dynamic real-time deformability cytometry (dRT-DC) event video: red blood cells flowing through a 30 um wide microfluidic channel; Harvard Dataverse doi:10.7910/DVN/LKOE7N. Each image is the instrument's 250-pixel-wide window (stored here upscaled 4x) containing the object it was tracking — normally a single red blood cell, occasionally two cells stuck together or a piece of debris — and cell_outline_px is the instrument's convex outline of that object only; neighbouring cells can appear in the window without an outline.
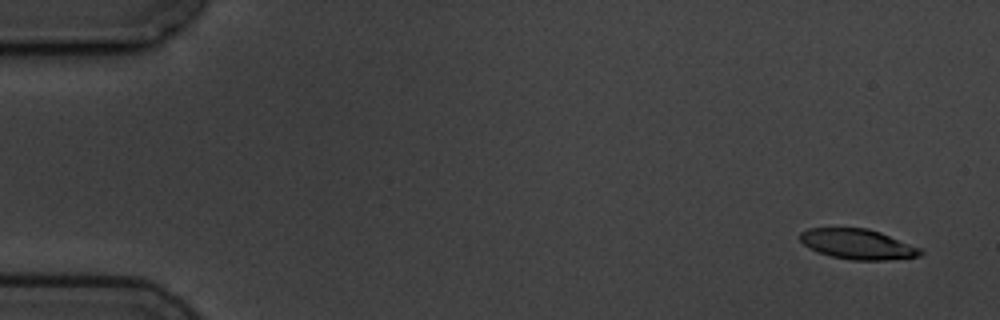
{"species": "common noctule bat (a hibernating species)", "species_latin": "Nyctalus noctula", "temperature_condition": "cold", "stored_images_in_passage": 6, "camera_frame_rate_fps": 3000, "um_per_image_px": 0.085, "animal": {"sex": "male", "body_mass_g": 19.5, "forearm_length_mm": 54.6}, "frame": {"image": 1, "passage_image": 1, "time_ms": 0.0, "image_size_px": [1000, 320], "cell_outline_px": [[924, 252], [920, 256], [884, 260], [852, 260], [832, 256], [820, 252], [804, 244], [800, 240], [800, 232], [808, 228], [868, 228], [880, 232], [920, 248]], "centroid_in_image_um": [72.91, 20.74], "position_along_channel_um": 12.1, "area_um2": 20.87}}
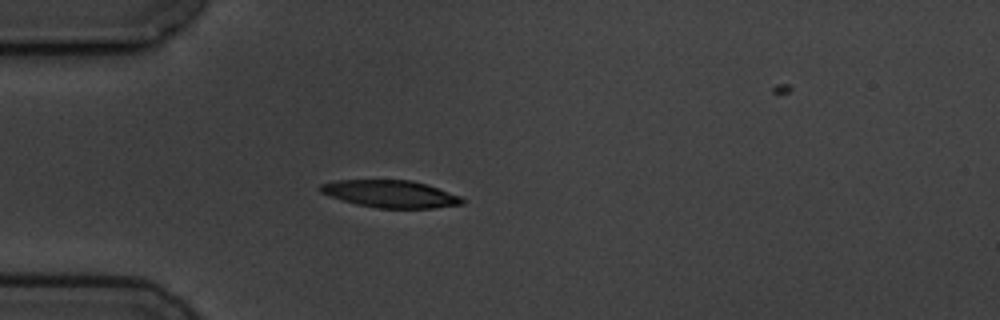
{"frame": {"image": 2, "passage_image": 5, "time_ms": 4.333, "image_size_px": [1000, 320], "cell_outline_px": [[464, 204], [436, 208], [380, 208], [356, 204], [320, 192], [320, 184], [336, 180], [412, 180], [428, 184], [460, 196], [464, 200]], "centroid_in_image_um": [33.24, 16.48], "position_along_channel_um": 51.8, "area_um2": 22.48}}